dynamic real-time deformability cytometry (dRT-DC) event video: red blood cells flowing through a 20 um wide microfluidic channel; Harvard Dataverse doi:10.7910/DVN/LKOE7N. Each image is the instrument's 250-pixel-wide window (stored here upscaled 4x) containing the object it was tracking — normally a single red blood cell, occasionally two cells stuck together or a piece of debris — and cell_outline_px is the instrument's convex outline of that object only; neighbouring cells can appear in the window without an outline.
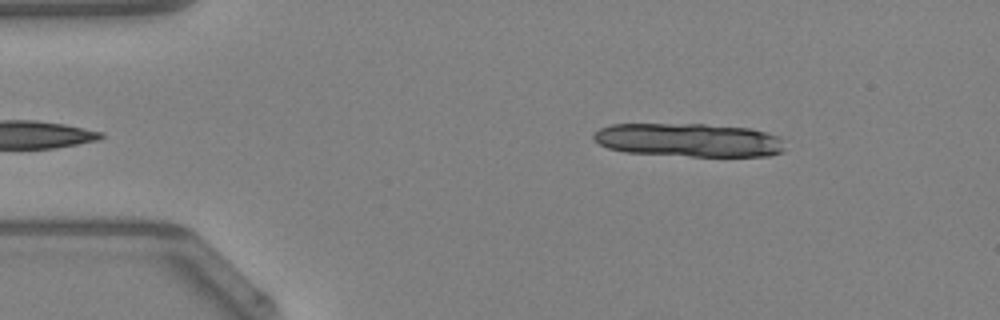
{"species": "Egyptian fruit bat (a non-hibernating species)", "species_latin": "Rousettus aegyptiacus", "temperature_condition": "warm", "stored_images_in_passage": 12, "camera_frame_rate_fps": 3000, "um_per_image_px": 0.085, "animal": {"sex": "female"}, "frame": {"image": 1, "passage_image": 2, "time_ms": 0.333, "image_size_px": [1000, 320], "cell_outline_px": [[784, 152], [768, 156], [692, 156], [624, 152], [608, 148], [600, 144], [592, 136], [592, 132], [600, 128], [612, 124], [704, 124], [748, 128], [780, 136], [784, 140]], "centroid_in_image_um": [58.57, 11.9], "position_along_channel_um": 26.4, "area_um2": 37.57}}
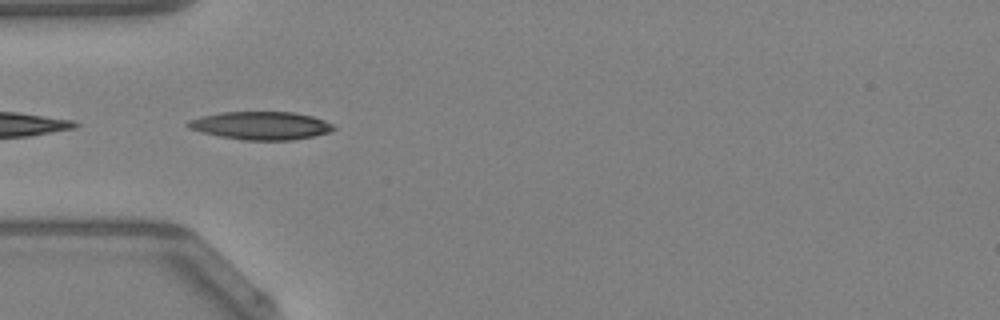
{"frame": {"image": 2, "passage_image": 10, "time_ms": 3.0, "image_size_px": [1000, 320], "cell_outline_px": [[336, 128], [328, 132], [312, 136], [292, 140], [244, 140], [220, 136], [200, 132], [188, 128], [184, 124], [188, 120], [200, 116], [220, 112], [292, 112], [312, 116], [324, 120], [332, 124]], "centroid_in_image_um": [22.12, 10.67], "position_along_channel_um": 62.9, "area_um2": 23.81}}